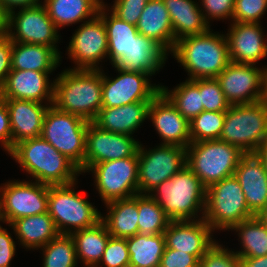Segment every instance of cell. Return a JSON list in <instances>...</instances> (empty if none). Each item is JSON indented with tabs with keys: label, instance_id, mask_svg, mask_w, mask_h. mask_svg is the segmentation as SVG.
Here are the masks:
<instances>
[{
	"label": "cell",
	"instance_id": "cell-1",
	"mask_svg": "<svg viewBox=\"0 0 267 267\" xmlns=\"http://www.w3.org/2000/svg\"><path fill=\"white\" fill-rule=\"evenodd\" d=\"M36 182L49 186L76 182L79 168L41 136L15 144L9 153Z\"/></svg>",
	"mask_w": 267,
	"mask_h": 267
},
{
	"label": "cell",
	"instance_id": "cell-2",
	"mask_svg": "<svg viewBox=\"0 0 267 267\" xmlns=\"http://www.w3.org/2000/svg\"><path fill=\"white\" fill-rule=\"evenodd\" d=\"M102 71L65 69L53 80V104L92 122L102 108Z\"/></svg>",
	"mask_w": 267,
	"mask_h": 267
},
{
	"label": "cell",
	"instance_id": "cell-3",
	"mask_svg": "<svg viewBox=\"0 0 267 267\" xmlns=\"http://www.w3.org/2000/svg\"><path fill=\"white\" fill-rule=\"evenodd\" d=\"M210 30L181 38L171 52L188 72V80L216 78L231 62L226 36Z\"/></svg>",
	"mask_w": 267,
	"mask_h": 267
},
{
	"label": "cell",
	"instance_id": "cell-4",
	"mask_svg": "<svg viewBox=\"0 0 267 267\" xmlns=\"http://www.w3.org/2000/svg\"><path fill=\"white\" fill-rule=\"evenodd\" d=\"M150 193L171 221L197 220L201 211L204 216L206 187L187 165Z\"/></svg>",
	"mask_w": 267,
	"mask_h": 267
},
{
	"label": "cell",
	"instance_id": "cell-5",
	"mask_svg": "<svg viewBox=\"0 0 267 267\" xmlns=\"http://www.w3.org/2000/svg\"><path fill=\"white\" fill-rule=\"evenodd\" d=\"M245 153L220 139L190 143L186 148V165L207 188L234 172Z\"/></svg>",
	"mask_w": 267,
	"mask_h": 267
},
{
	"label": "cell",
	"instance_id": "cell-6",
	"mask_svg": "<svg viewBox=\"0 0 267 267\" xmlns=\"http://www.w3.org/2000/svg\"><path fill=\"white\" fill-rule=\"evenodd\" d=\"M267 137L265 102L231 105L225 112L220 140L240 148L245 154L255 153Z\"/></svg>",
	"mask_w": 267,
	"mask_h": 267
},
{
	"label": "cell",
	"instance_id": "cell-7",
	"mask_svg": "<svg viewBox=\"0 0 267 267\" xmlns=\"http://www.w3.org/2000/svg\"><path fill=\"white\" fill-rule=\"evenodd\" d=\"M254 215L249 211L240 183L231 176L206 188L204 220L214 230H230Z\"/></svg>",
	"mask_w": 267,
	"mask_h": 267
},
{
	"label": "cell",
	"instance_id": "cell-8",
	"mask_svg": "<svg viewBox=\"0 0 267 267\" xmlns=\"http://www.w3.org/2000/svg\"><path fill=\"white\" fill-rule=\"evenodd\" d=\"M89 123L78 115L50 105L44 115L40 136L80 169L84 165Z\"/></svg>",
	"mask_w": 267,
	"mask_h": 267
},
{
	"label": "cell",
	"instance_id": "cell-9",
	"mask_svg": "<svg viewBox=\"0 0 267 267\" xmlns=\"http://www.w3.org/2000/svg\"><path fill=\"white\" fill-rule=\"evenodd\" d=\"M49 186L48 213L60 234H71L95 226L102 214L85 197L76 193L74 185Z\"/></svg>",
	"mask_w": 267,
	"mask_h": 267
},
{
	"label": "cell",
	"instance_id": "cell-10",
	"mask_svg": "<svg viewBox=\"0 0 267 267\" xmlns=\"http://www.w3.org/2000/svg\"><path fill=\"white\" fill-rule=\"evenodd\" d=\"M186 166V148L162 145L138 149V194H150L158 185Z\"/></svg>",
	"mask_w": 267,
	"mask_h": 267
},
{
	"label": "cell",
	"instance_id": "cell-11",
	"mask_svg": "<svg viewBox=\"0 0 267 267\" xmlns=\"http://www.w3.org/2000/svg\"><path fill=\"white\" fill-rule=\"evenodd\" d=\"M0 187V221L11 225L16 219L48 212L49 185L31 181H9Z\"/></svg>",
	"mask_w": 267,
	"mask_h": 267
},
{
	"label": "cell",
	"instance_id": "cell-12",
	"mask_svg": "<svg viewBox=\"0 0 267 267\" xmlns=\"http://www.w3.org/2000/svg\"><path fill=\"white\" fill-rule=\"evenodd\" d=\"M90 171L105 204L138 194V152L132 157L94 164Z\"/></svg>",
	"mask_w": 267,
	"mask_h": 267
},
{
	"label": "cell",
	"instance_id": "cell-13",
	"mask_svg": "<svg viewBox=\"0 0 267 267\" xmlns=\"http://www.w3.org/2000/svg\"><path fill=\"white\" fill-rule=\"evenodd\" d=\"M5 34L12 42L45 45L60 54L56 44L60 38L58 30L41 3L8 13Z\"/></svg>",
	"mask_w": 267,
	"mask_h": 267
},
{
	"label": "cell",
	"instance_id": "cell-14",
	"mask_svg": "<svg viewBox=\"0 0 267 267\" xmlns=\"http://www.w3.org/2000/svg\"><path fill=\"white\" fill-rule=\"evenodd\" d=\"M267 68L230 62L216 77L230 105L251 104L264 98Z\"/></svg>",
	"mask_w": 267,
	"mask_h": 267
},
{
	"label": "cell",
	"instance_id": "cell-15",
	"mask_svg": "<svg viewBox=\"0 0 267 267\" xmlns=\"http://www.w3.org/2000/svg\"><path fill=\"white\" fill-rule=\"evenodd\" d=\"M111 79L102 72V107H118L139 101H152L160 92V85L151 84L149 74L122 71Z\"/></svg>",
	"mask_w": 267,
	"mask_h": 267
},
{
	"label": "cell",
	"instance_id": "cell-16",
	"mask_svg": "<svg viewBox=\"0 0 267 267\" xmlns=\"http://www.w3.org/2000/svg\"><path fill=\"white\" fill-rule=\"evenodd\" d=\"M139 146L140 143L133 136L109 132L90 122L86 132L84 165L79 171L85 173L94 164L132 157L138 152Z\"/></svg>",
	"mask_w": 267,
	"mask_h": 267
},
{
	"label": "cell",
	"instance_id": "cell-17",
	"mask_svg": "<svg viewBox=\"0 0 267 267\" xmlns=\"http://www.w3.org/2000/svg\"><path fill=\"white\" fill-rule=\"evenodd\" d=\"M83 22L69 42L68 57L77 64L73 69L98 70L99 62L108 57L106 28L98 15Z\"/></svg>",
	"mask_w": 267,
	"mask_h": 267
},
{
	"label": "cell",
	"instance_id": "cell-18",
	"mask_svg": "<svg viewBox=\"0 0 267 267\" xmlns=\"http://www.w3.org/2000/svg\"><path fill=\"white\" fill-rule=\"evenodd\" d=\"M155 130L163 140L162 145H177L184 148L191 143L190 121L183 117L172 102L160 92L148 109Z\"/></svg>",
	"mask_w": 267,
	"mask_h": 267
},
{
	"label": "cell",
	"instance_id": "cell-19",
	"mask_svg": "<svg viewBox=\"0 0 267 267\" xmlns=\"http://www.w3.org/2000/svg\"><path fill=\"white\" fill-rule=\"evenodd\" d=\"M213 229L204 218L197 220L170 221L164 231L166 248L181 250L198 260L215 244Z\"/></svg>",
	"mask_w": 267,
	"mask_h": 267
},
{
	"label": "cell",
	"instance_id": "cell-20",
	"mask_svg": "<svg viewBox=\"0 0 267 267\" xmlns=\"http://www.w3.org/2000/svg\"><path fill=\"white\" fill-rule=\"evenodd\" d=\"M230 25L225 36L231 62L255 65L267 56V39L260 23L232 22Z\"/></svg>",
	"mask_w": 267,
	"mask_h": 267
},
{
	"label": "cell",
	"instance_id": "cell-21",
	"mask_svg": "<svg viewBox=\"0 0 267 267\" xmlns=\"http://www.w3.org/2000/svg\"><path fill=\"white\" fill-rule=\"evenodd\" d=\"M51 72L11 70L0 90L3 99L32 100L53 104L54 83L49 82Z\"/></svg>",
	"mask_w": 267,
	"mask_h": 267
},
{
	"label": "cell",
	"instance_id": "cell-22",
	"mask_svg": "<svg viewBox=\"0 0 267 267\" xmlns=\"http://www.w3.org/2000/svg\"><path fill=\"white\" fill-rule=\"evenodd\" d=\"M249 211L257 216L267 206V172L255 153L245 154L235 172Z\"/></svg>",
	"mask_w": 267,
	"mask_h": 267
},
{
	"label": "cell",
	"instance_id": "cell-23",
	"mask_svg": "<svg viewBox=\"0 0 267 267\" xmlns=\"http://www.w3.org/2000/svg\"><path fill=\"white\" fill-rule=\"evenodd\" d=\"M5 102L10 115L12 148L23 140L41 135L45 112L52 104L17 99H5Z\"/></svg>",
	"mask_w": 267,
	"mask_h": 267
},
{
	"label": "cell",
	"instance_id": "cell-24",
	"mask_svg": "<svg viewBox=\"0 0 267 267\" xmlns=\"http://www.w3.org/2000/svg\"><path fill=\"white\" fill-rule=\"evenodd\" d=\"M169 53L155 40L137 34L127 54L114 65L122 71H134L155 75L165 64Z\"/></svg>",
	"mask_w": 267,
	"mask_h": 267
},
{
	"label": "cell",
	"instance_id": "cell-25",
	"mask_svg": "<svg viewBox=\"0 0 267 267\" xmlns=\"http://www.w3.org/2000/svg\"><path fill=\"white\" fill-rule=\"evenodd\" d=\"M151 101H139L118 107H102L92 121L97 127L132 136L148 118Z\"/></svg>",
	"mask_w": 267,
	"mask_h": 267
},
{
	"label": "cell",
	"instance_id": "cell-26",
	"mask_svg": "<svg viewBox=\"0 0 267 267\" xmlns=\"http://www.w3.org/2000/svg\"><path fill=\"white\" fill-rule=\"evenodd\" d=\"M136 28L139 34L155 40L171 54L175 46V38L169 12L163 0L148 1Z\"/></svg>",
	"mask_w": 267,
	"mask_h": 267
},
{
	"label": "cell",
	"instance_id": "cell-27",
	"mask_svg": "<svg viewBox=\"0 0 267 267\" xmlns=\"http://www.w3.org/2000/svg\"><path fill=\"white\" fill-rule=\"evenodd\" d=\"M169 12L176 41L181 38L200 35L210 29L201 7L193 0H163Z\"/></svg>",
	"mask_w": 267,
	"mask_h": 267
},
{
	"label": "cell",
	"instance_id": "cell-28",
	"mask_svg": "<svg viewBox=\"0 0 267 267\" xmlns=\"http://www.w3.org/2000/svg\"><path fill=\"white\" fill-rule=\"evenodd\" d=\"M61 55L52 47L39 44L12 42V70L54 71Z\"/></svg>",
	"mask_w": 267,
	"mask_h": 267
},
{
	"label": "cell",
	"instance_id": "cell-29",
	"mask_svg": "<svg viewBox=\"0 0 267 267\" xmlns=\"http://www.w3.org/2000/svg\"><path fill=\"white\" fill-rule=\"evenodd\" d=\"M9 226L26 249L42 248L60 234L48 212L16 219Z\"/></svg>",
	"mask_w": 267,
	"mask_h": 267
},
{
	"label": "cell",
	"instance_id": "cell-30",
	"mask_svg": "<svg viewBox=\"0 0 267 267\" xmlns=\"http://www.w3.org/2000/svg\"><path fill=\"white\" fill-rule=\"evenodd\" d=\"M107 215L101 216L109 234L116 238H128L139 233L137 195L117 199L105 204Z\"/></svg>",
	"mask_w": 267,
	"mask_h": 267
},
{
	"label": "cell",
	"instance_id": "cell-31",
	"mask_svg": "<svg viewBox=\"0 0 267 267\" xmlns=\"http://www.w3.org/2000/svg\"><path fill=\"white\" fill-rule=\"evenodd\" d=\"M49 18L56 28L92 20L98 15L103 0H44ZM90 17V19H89Z\"/></svg>",
	"mask_w": 267,
	"mask_h": 267
},
{
	"label": "cell",
	"instance_id": "cell-32",
	"mask_svg": "<svg viewBox=\"0 0 267 267\" xmlns=\"http://www.w3.org/2000/svg\"><path fill=\"white\" fill-rule=\"evenodd\" d=\"M75 243L77 259L82 260L86 267H99L111 235L106 225L99 221L95 226L80 229L70 234Z\"/></svg>",
	"mask_w": 267,
	"mask_h": 267
},
{
	"label": "cell",
	"instance_id": "cell-33",
	"mask_svg": "<svg viewBox=\"0 0 267 267\" xmlns=\"http://www.w3.org/2000/svg\"><path fill=\"white\" fill-rule=\"evenodd\" d=\"M107 4H102L98 16L103 20L108 41V58L114 66L129 51L131 42L139 33L136 26L123 21L112 11L106 12ZM110 15V16H109Z\"/></svg>",
	"mask_w": 267,
	"mask_h": 267
},
{
	"label": "cell",
	"instance_id": "cell-34",
	"mask_svg": "<svg viewBox=\"0 0 267 267\" xmlns=\"http://www.w3.org/2000/svg\"><path fill=\"white\" fill-rule=\"evenodd\" d=\"M129 267H159L166 248L164 234H136L126 238Z\"/></svg>",
	"mask_w": 267,
	"mask_h": 267
},
{
	"label": "cell",
	"instance_id": "cell-35",
	"mask_svg": "<svg viewBox=\"0 0 267 267\" xmlns=\"http://www.w3.org/2000/svg\"><path fill=\"white\" fill-rule=\"evenodd\" d=\"M231 230L237 234L242 244L241 251H236L239 258L262 257L267 255V228L257 216L244 220Z\"/></svg>",
	"mask_w": 267,
	"mask_h": 267
},
{
	"label": "cell",
	"instance_id": "cell-36",
	"mask_svg": "<svg viewBox=\"0 0 267 267\" xmlns=\"http://www.w3.org/2000/svg\"><path fill=\"white\" fill-rule=\"evenodd\" d=\"M161 92L172 102L177 110L189 121L204 111L199 91V79L178 84L173 90L161 85Z\"/></svg>",
	"mask_w": 267,
	"mask_h": 267
},
{
	"label": "cell",
	"instance_id": "cell-37",
	"mask_svg": "<svg viewBox=\"0 0 267 267\" xmlns=\"http://www.w3.org/2000/svg\"><path fill=\"white\" fill-rule=\"evenodd\" d=\"M139 234H161L170 219L149 194H137Z\"/></svg>",
	"mask_w": 267,
	"mask_h": 267
},
{
	"label": "cell",
	"instance_id": "cell-38",
	"mask_svg": "<svg viewBox=\"0 0 267 267\" xmlns=\"http://www.w3.org/2000/svg\"><path fill=\"white\" fill-rule=\"evenodd\" d=\"M41 249L43 267H77L75 243L70 234H59Z\"/></svg>",
	"mask_w": 267,
	"mask_h": 267
},
{
	"label": "cell",
	"instance_id": "cell-39",
	"mask_svg": "<svg viewBox=\"0 0 267 267\" xmlns=\"http://www.w3.org/2000/svg\"><path fill=\"white\" fill-rule=\"evenodd\" d=\"M225 112L203 111L190 120L191 143L220 138Z\"/></svg>",
	"mask_w": 267,
	"mask_h": 267
},
{
	"label": "cell",
	"instance_id": "cell-40",
	"mask_svg": "<svg viewBox=\"0 0 267 267\" xmlns=\"http://www.w3.org/2000/svg\"><path fill=\"white\" fill-rule=\"evenodd\" d=\"M199 91L205 111L226 112L231 106L216 78H200Z\"/></svg>",
	"mask_w": 267,
	"mask_h": 267
},
{
	"label": "cell",
	"instance_id": "cell-41",
	"mask_svg": "<svg viewBox=\"0 0 267 267\" xmlns=\"http://www.w3.org/2000/svg\"><path fill=\"white\" fill-rule=\"evenodd\" d=\"M199 267H241L240 258L234 251L215 244L201 257Z\"/></svg>",
	"mask_w": 267,
	"mask_h": 267
},
{
	"label": "cell",
	"instance_id": "cell-42",
	"mask_svg": "<svg viewBox=\"0 0 267 267\" xmlns=\"http://www.w3.org/2000/svg\"><path fill=\"white\" fill-rule=\"evenodd\" d=\"M267 10V0H235L233 22L259 23Z\"/></svg>",
	"mask_w": 267,
	"mask_h": 267
},
{
	"label": "cell",
	"instance_id": "cell-43",
	"mask_svg": "<svg viewBox=\"0 0 267 267\" xmlns=\"http://www.w3.org/2000/svg\"><path fill=\"white\" fill-rule=\"evenodd\" d=\"M105 267H129V252L126 238L110 237L100 264Z\"/></svg>",
	"mask_w": 267,
	"mask_h": 267
},
{
	"label": "cell",
	"instance_id": "cell-44",
	"mask_svg": "<svg viewBox=\"0 0 267 267\" xmlns=\"http://www.w3.org/2000/svg\"><path fill=\"white\" fill-rule=\"evenodd\" d=\"M111 11L123 21L137 25L140 15L149 0H114Z\"/></svg>",
	"mask_w": 267,
	"mask_h": 267
},
{
	"label": "cell",
	"instance_id": "cell-45",
	"mask_svg": "<svg viewBox=\"0 0 267 267\" xmlns=\"http://www.w3.org/2000/svg\"><path fill=\"white\" fill-rule=\"evenodd\" d=\"M235 0H201L203 8L201 9L206 22L210 19H233ZM205 11V12H204Z\"/></svg>",
	"mask_w": 267,
	"mask_h": 267
},
{
	"label": "cell",
	"instance_id": "cell-46",
	"mask_svg": "<svg viewBox=\"0 0 267 267\" xmlns=\"http://www.w3.org/2000/svg\"><path fill=\"white\" fill-rule=\"evenodd\" d=\"M159 267H199V260L187 252L165 248Z\"/></svg>",
	"mask_w": 267,
	"mask_h": 267
},
{
	"label": "cell",
	"instance_id": "cell-47",
	"mask_svg": "<svg viewBox=\"0 0 267 267\" xmlns=\"http://www.w3.org/2000/svg\"><path fill=\"white\" fill-rule=\"evenodd\" d=\"M11 55L12 41L4 33L0 35V90L5 83L7 75L12 70Z\"/></svg>",
	"mask_w": 267,
	"mask_h": 267
},
{
	"label": "cell",
	"instance_id": "cell-48",
	"mask_svg": "<svg viewBox=\"0 0 267 267\" xmlns=\"http://www.w3.org/2000/svg\"><path fill=\"white\" fill-rule=\"evenodd\" d=\"M0 143L8 152L12 151V133L10 126V115L5 99L0 97Z\"/></svg>",
	"mask_w": 267,
	"mask_h": 267
},
{
	"label": "cell",
	"instance_id": "cell-49",
	"mask_svg": "<svg viewBox=\"0 0 267 267\" xmlns=\"http://www.w3.org/2000/svg\"><path fill=\"white\" fill-rule=\"evenodd\" d=\"M15 241L10 232L0 225V267H9L16 252Z\"/></svg>",
	"mask_w": 267,
	"mask_h": 267
},
{
	"label": "cell",
	"instance_id": "cell-50",
	"mask_svg": "<svg viewBox=\"0 0 267 267\" xmlns=\"http://www.w3.org/2000/svg\"><path fill=\"white\" fill-rule=\"evenodd\" d=\"M40 2V0H0V6L5 13L8 14L17 7H19V9L33 7L39 5Z\"/></svg>",
	"mask_w": 267,
	"mask_h": 267
},
{
	"label": "cell",
	"instance_id": "cell-51",
	"mask_svg": "<svg viewBox=\"0 0 267 267\" xmlns=\"http://www.w3.org/2000/svg\"><path fill=\"white\" fill-rule=\"evenodd\" d=\"M241 267H267V255L262 257L240 258Z\"/></svg>",
	"mask_w": 267,
	"mask_h": 267
},
{
	"label": "cell",
	"instance_id": "cell-52",
	"mask_svg": "<svg viewBox=\"0 0 267 267\" xmlns=\"http://www.w3.org/2000/svg\"><path fill=\"white\" fill-rule=\"evenodd\" d=\"M258 158L262 161L265 171L267 172V137L262 142L260 148L255 152Z\"/></svg>",
	"mask_w": 267,
	"mask_h": 267
},
{
	"label": "cell",
	"instance_id": "cell-53",
	"mask_svg": "<svg viewBox=\"0 0 267 267\" xmlns=\"http://www.w3.org/2000/svg\"><path fill=\"white\" fill-rule=\"evenodd\" d=\"M6 19H7V14L0 6V35L4 34L6 31Z\"/></svg>",
	"mask_w": 267,
	"mask_h": 267
},
{
	"label": "cell",
	"instance_id": "cell-54",
	"mask_svg": "<svg viewBox=\"0 0 267 267\" xmlns=\"http://www.w3.org/2000/svg\"><path fill=\"white\" fill-rule=\"evenodd\" d=\"M257 217L267 228V206L257 215Z\"/></svg>",
	"mask_w": 267,
	"mask_h": 267
},
{
	"label": "cell",
	"instance_id": "cell-55",
	"mask_svg": "<svg viewBox=\"0 0 267 267\" xmlns=\"http://www.w3.org/2000/svg\"><path fill=\"white\" fill-rule=\"evenodd\" d=\"M263 101L265 102V105L267 107V73L264 80V98Z\"/></svg>",
	"mask_w": 267,
	"mask_h": 267
}]
</instances>
